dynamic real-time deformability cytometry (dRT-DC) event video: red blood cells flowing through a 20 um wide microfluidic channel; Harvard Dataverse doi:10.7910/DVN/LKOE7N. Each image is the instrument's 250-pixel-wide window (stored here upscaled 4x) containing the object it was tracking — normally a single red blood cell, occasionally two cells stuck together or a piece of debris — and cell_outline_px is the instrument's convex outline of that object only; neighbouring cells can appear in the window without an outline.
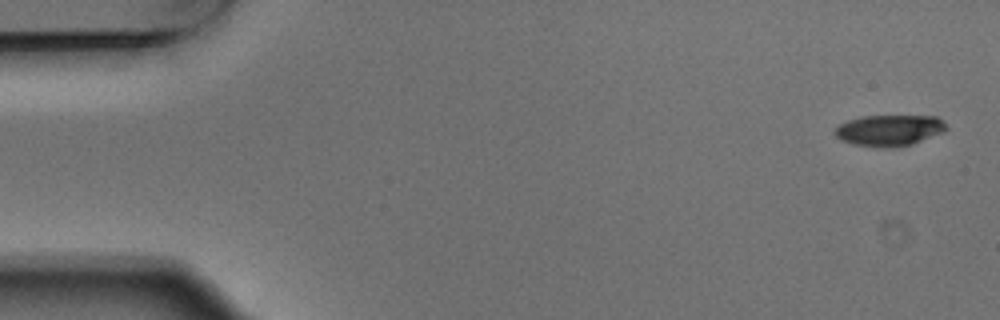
{"species": "Egyptian fruit bat (a non-hibernating species)", "species_latin": "Rousettus aegyptiacus", "temperature_condition": "warm", "stored_images_in_passage": 4, "camera_frame_rate_fps": 3000, "um_per_image_px": 0.085, "animal": {"sex": "male"}, "frame": {"image": 1, "passage_image": 1, "time_ms": 0.0, "image_size_px": [1000, 320], "cell_outline_px": [[948, 128], [944, 132], [912, 144], [884, 148], [856, 144], [840, 140], [832, 132], [840, 124], [848, 120], [860, 116], [936, 116], [944, 120]], "centroid_in_image_um": [75.61, 11.06], "position_along_channel_um": 9.4, "area_um2": 20.23}}